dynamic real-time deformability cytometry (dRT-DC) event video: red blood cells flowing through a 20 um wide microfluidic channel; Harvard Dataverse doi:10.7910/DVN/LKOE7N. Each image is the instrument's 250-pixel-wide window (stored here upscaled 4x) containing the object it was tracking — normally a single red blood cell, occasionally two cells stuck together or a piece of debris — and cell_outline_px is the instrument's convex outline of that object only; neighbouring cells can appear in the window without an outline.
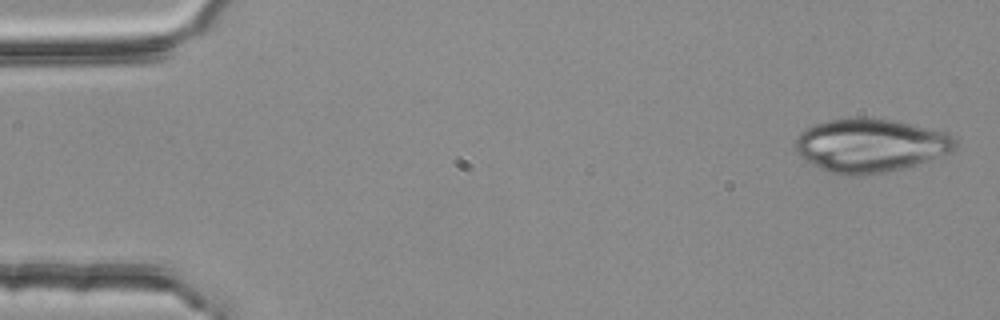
{"species": "common noctule bat (a hibernating species)", "species_latin": "Nyctalus noctula", "temperature_condition": "room temperature", "stored_images_in_passage": 5, "segment_of_instrument_passage": [1, 2], "camera_frame_rate_fps": 3000, "um_per_image_px": 0.085, "animal": {"sex": "female", "body_mass_g": 25.1}, "frame": {"image": 1, "passage_image": 1, "time_ms": 0.0, "image_size_px": [1000, 320], "cell_outline_px": [[956, 148], [952, 152], [904, 168], [884, 172], [852, 176], [844, 176], [828, 172], [812, 164], [800, 156], [796, 148], [796, 140], [800, 132], [804, 128], [812, 124], [852, 116], [864, 116], [892, 120], [948, 132], [956, 140]], "centroid_in_image_um": [73.97, 12.34], "position_along_channel_um": 11.0, "area_um2": 50.17}}